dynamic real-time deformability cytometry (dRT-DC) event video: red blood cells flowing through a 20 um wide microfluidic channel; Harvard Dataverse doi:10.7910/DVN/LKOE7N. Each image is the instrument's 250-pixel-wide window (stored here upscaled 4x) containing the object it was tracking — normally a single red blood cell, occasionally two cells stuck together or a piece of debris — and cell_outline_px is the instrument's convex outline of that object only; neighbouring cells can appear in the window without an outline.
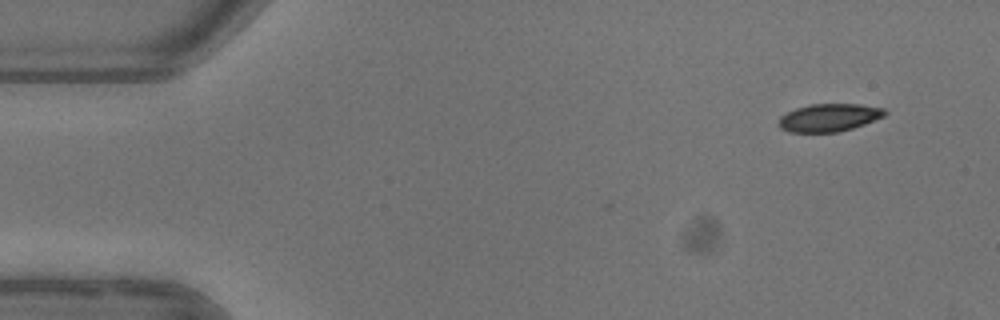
{"species": "common noctule bat (a hibernating species)", "species_latin": "Nyctalus noctula", "temperature_condition": "warm", "stored_images_in_passage": 5, "segment_of_instrument_passage": [1, 2], "camera_frame_rate_fps": 3000, "um_per_image_px": 0.085, "animal": {"sex": "female"}, "frame": {"image": 1, "passage_image": 1, "time_ms": 0.0, "image_size_px": [1000, 320], "cell_outline_px": [[888, 112], [884, 116], [864, 124], [852, 128], [836, 132], [788, 132], [780, 128], [776, 124], [780, 116], [796, 108], [808, 104], [860, 104], [884, 108]], "centroid_in_image_um": [70.44, 9.99], "position_along_channel_um": 14.6, "area_um2": 17.28}}
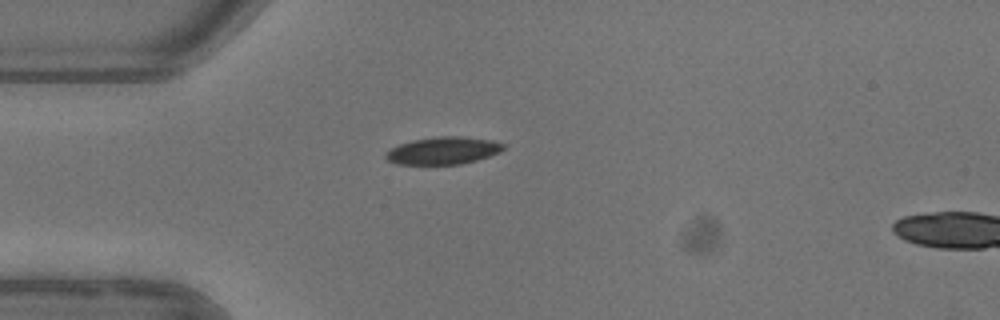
{"frame": {"image": 2, "passage_image": 4, "time_ms": 3.333, "image_size_px": [1000, 320], "cell_outline_px": [[504, 148], [500, 152], [476, 160], [460, 164], [396, 164], [388, 160], [384, 156], [392, 148], [400, 144], [412, 140], [440, 136], [460, 136], [492, 140], [504, 144]], "centroid_in_image_um": [37.68, 12.8], "position_along_channel_um": 47.3, "area_um2": 18.55}}